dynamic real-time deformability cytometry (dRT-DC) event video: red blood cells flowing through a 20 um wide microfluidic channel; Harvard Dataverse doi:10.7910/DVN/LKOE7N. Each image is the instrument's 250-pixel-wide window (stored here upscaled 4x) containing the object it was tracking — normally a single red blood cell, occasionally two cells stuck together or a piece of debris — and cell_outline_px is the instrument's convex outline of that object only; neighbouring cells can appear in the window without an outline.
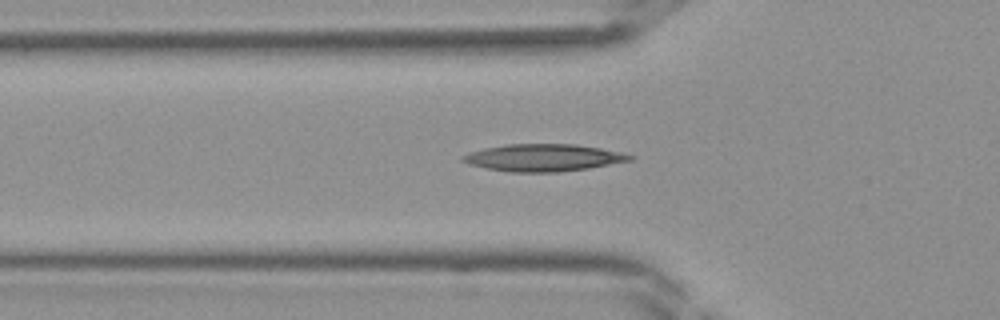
{"species": "Egyptian fruit bat (a non-hibernating species)", "species_latin": "Rousettus aegyptiacus", "temperature_condition": "room temperature", "stored_images_in_passage": 28, "camera_frame_rate_fps": 3000, "um_per_image_px": 0.085, "frame": {"image": 1, "passage_image": 4, "time_ms": 1.0, "image_size_px": [1000, 320], "cell_outline_px": [[636, 156], [632, 160], [588, 168], [556, 172], [508, 172], [468, 164], [460, 160], [460, 156], [468, 152], [484, 148], [508, 144], [576, 144], [600, 148], [620, 152]], "centroid_in_image_um": [46.15, 13.4], "position_along_channel_um": 79.7, "area_um2": 26.47}}
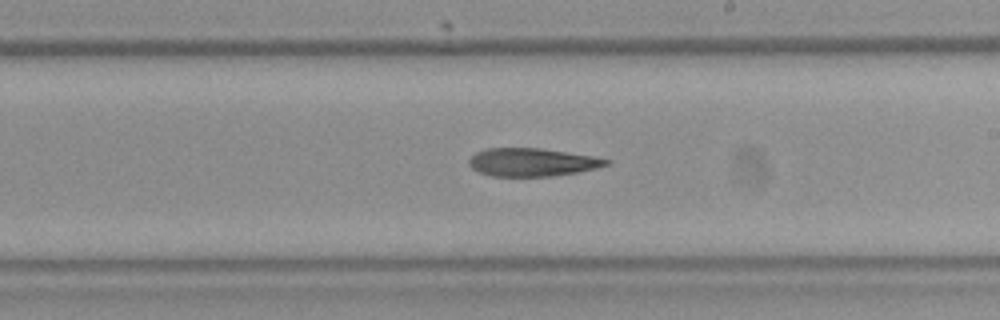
{"frame": {"image": 2, "passage_image": 14, "time_ms": 4.333, "image_size_px": [1000, 320], "cell_outline_px": [[612, 160], [608, 164], [596, 168], [576, 172], [552, 176], [492, 176], [480, 172], [472, 168], [468, 164], [468, 160], [476, 152], [488, 148], [540, 148], [592, 156]], "centroid_in_image_um": [45.21, 13.78], "position_along_channel_um": 243.8, "area_um2": 22.25}}
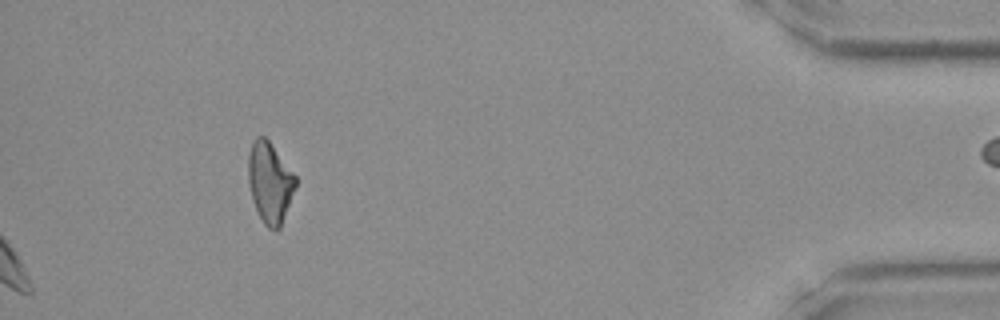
{"frame": {"image": 3, "passage_image": 28, "time_ms": 9.0, "image_size_px": [1000, 320], "cell_outline_px": [[296, 188], [280, 228], [276, 232], [268, 228], [264, 224], [252, 200], [248, 184], [248, 156], [252, 144], [256, 136], [264, 136], [268, 140], [296, 176]], "centroid_in_image_um": [22.94, 15.54], "position_along_channel_um": 412.3, "area_um2": 22.25}}